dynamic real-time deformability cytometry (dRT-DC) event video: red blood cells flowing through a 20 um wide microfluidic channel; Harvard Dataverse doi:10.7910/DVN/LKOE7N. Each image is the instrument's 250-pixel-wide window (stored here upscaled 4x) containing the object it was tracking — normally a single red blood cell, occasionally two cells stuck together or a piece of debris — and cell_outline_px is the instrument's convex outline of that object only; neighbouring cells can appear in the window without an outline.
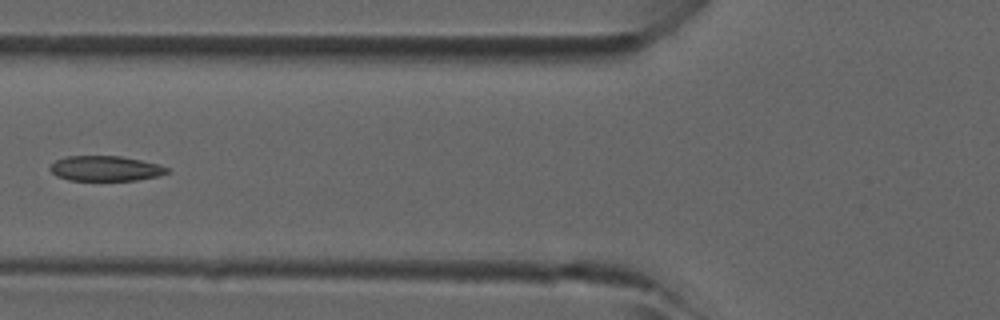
{"species": "common noctule bat (a hibernating species)", "species_latin": "Nyctalus noctula", "temperature_condition": "room temperature", "stored_images_in_passage": 4, "camera_frame_rate_fps": 3000, "um_per_image_px": 0.085, "animal": {"sex": "male", "forearm_length_mm": 52.5}, "frame": {"image": 1, "passage_image": 3, "time_ms": 0.667, "image_size_px": [1000, 320], "cell_outline_px": [[172, 168], [168, 172], [160, 176], [136, 180], [68, 180], [56, 176], [48, 168], [56, 160], [64, 156], [120, 156], [160, 164]], "centroid_in_image_um": [8.99, 14.32], "position_along_channel_um": 116.8, "area_um2": 17.28}}
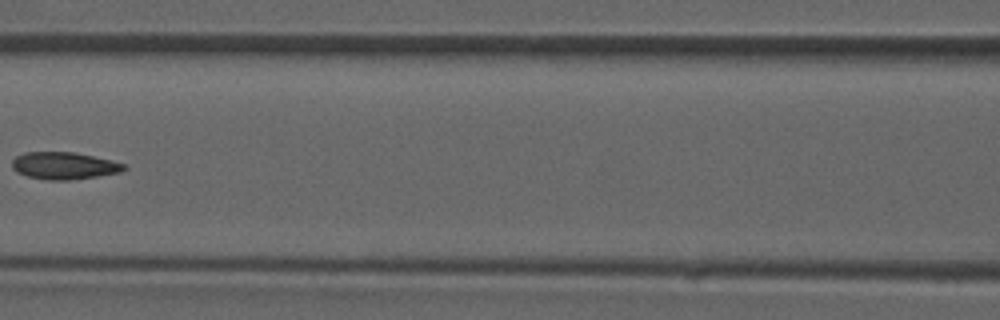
{"frame": {"image": 2, "passage_image": 4, "time_ms": 1.0, "image_size_px": [1000, 320], "cell_outline_px": [[128, 168], [120, 172], [96, 176], [68, 180], [48, 180], [28, 176], [16, 172], [12, 168], [12, 160], [16, 156], [24, 152], [76, 152], [112, 160], [128, 164]], "centroid_in_image_um": [5.47, 14.07], "position_along_channel_um": 161.1, "area_um2": 17.86}}